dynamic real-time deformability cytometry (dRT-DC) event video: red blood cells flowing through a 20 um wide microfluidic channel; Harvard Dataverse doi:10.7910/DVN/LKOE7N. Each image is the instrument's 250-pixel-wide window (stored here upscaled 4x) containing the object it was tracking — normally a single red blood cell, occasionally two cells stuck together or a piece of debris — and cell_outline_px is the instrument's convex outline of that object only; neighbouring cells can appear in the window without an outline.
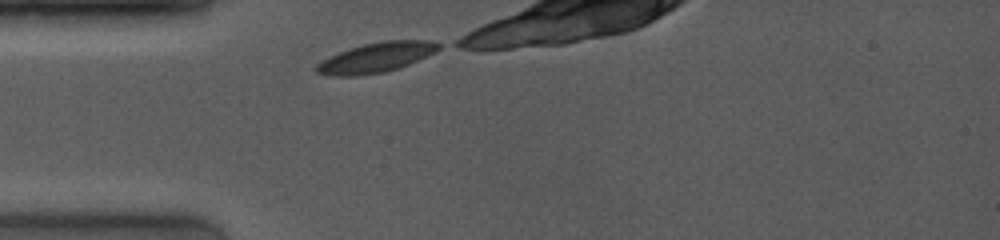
{"species": "common noctule bat (a hibernating species)", "species_latin": "Nyctalus noctula", "temperature_condition": "room temperature", "stored_images_in_passage": 10, "camera_frame_rate_fps": 4000, "um_per_image_px": 0.085, "animal": {"sex": "female", "body_mass_g": 19.0, "forearm_length_mm": 53.3}, "frame": {"image": 1, "passage_image": 1, "time_ms": 0.0, "image_size_px": [1000, 240], "cell_outline_px": [[440, 48], [408, 64], [384, 72], [356, 76], [332, 76], [316, 72], [316, 64], [348, 48], [364, 44], [384, 40], [428, 40], [440, 44]], "centroid_in_image_um": [31.93, 4.88], "position_along_channel_um": 53.1, "area_um2": 20.75}}